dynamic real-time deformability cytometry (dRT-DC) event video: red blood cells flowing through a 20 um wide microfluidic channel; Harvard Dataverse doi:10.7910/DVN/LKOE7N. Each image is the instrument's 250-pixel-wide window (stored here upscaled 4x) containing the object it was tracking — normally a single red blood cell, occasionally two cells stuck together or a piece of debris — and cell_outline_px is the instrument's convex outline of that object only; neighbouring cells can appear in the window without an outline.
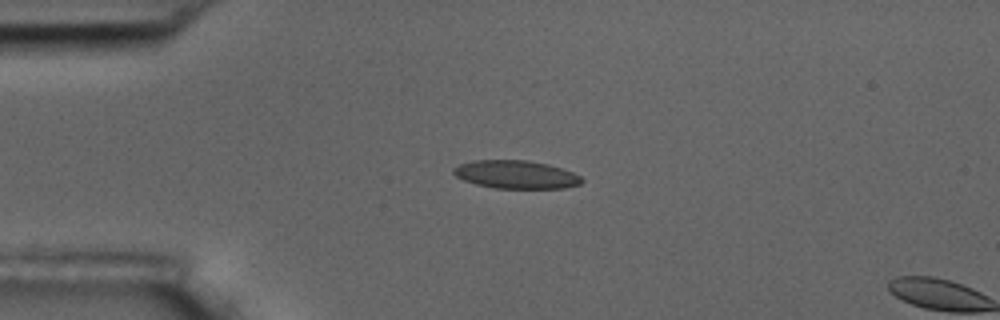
{"species": "common noctule bat (a hibernating species)", "species_latin": "Nyctalus noctula", "temperature_condition": "room temperature", "stored_images_in_passage": 2, "camera_frame_rate_fps": 3000, "um_per_image_px": 0.085, "animal": {"sex": "male", "body_mass_g": 17.5, "forearm_length_mm": 52.3}, "frame": {"image": 1, "passage_image": 1, "time_ms": 0.0, "image_size_px": [1000, 320], "cell_outline_px": [[584, 180], [580, 184], [564, 188], [496, 188], [476, 184], [464, 180], [456, 176], [452, 172], [452, 168], [460, 164], [472, 160], [528, 160], [548, 164], [572, 172], [580, 176]], "centroid_in_image_um": [43.84, 14.83], "position_along_channel_um": 41.2, "area_um2": 20.98}}